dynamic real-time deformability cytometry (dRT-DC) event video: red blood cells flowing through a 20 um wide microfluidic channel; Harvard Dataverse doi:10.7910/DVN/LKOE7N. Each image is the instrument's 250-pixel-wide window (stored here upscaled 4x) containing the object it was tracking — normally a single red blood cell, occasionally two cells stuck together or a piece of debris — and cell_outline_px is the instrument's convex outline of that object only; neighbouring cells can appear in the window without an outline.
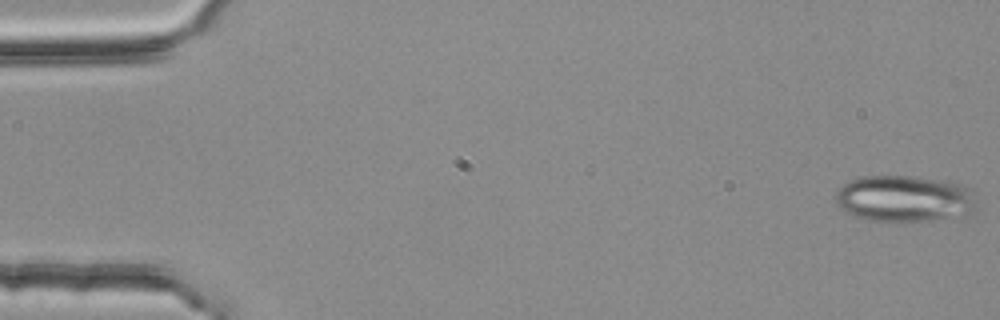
{"species": "common noctule bat (a hibernating species)", "species_latin": "Nyctalus noctula", "temperature_condition": "room temperature", "stored_images_in_passage": 54, "camera_frame_rate_fps": 3000, "um_per_image_px": 0.085, "animal": {"sex": "female", "body_mass_g": 25.1}, "frame": {"image": 1, "passage_image": 1, "time_ms": 0.0, "image_size_px": [1000, 320], "cell_outline_px": [[980, 208], [972, 212], [928, 220], [900, 224], [868, 220], [844, 212], [836, 204], [836, 192], [844, 184], [852, 180], [864, 176], [912, 176], [960, 184], [972, 188]], "centroid_in_image_um": [76.88, 16.91], "position_along_channel_um": 8.1, "area_um2": 38.67}}
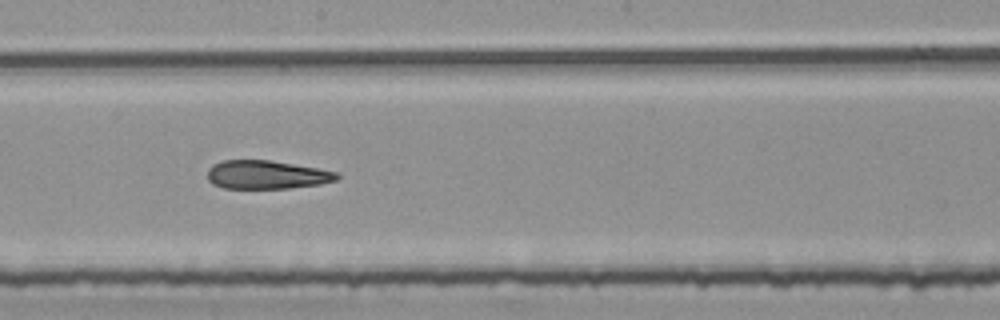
{"frame": {"image": 2, "passage_image": 30, "time_ms": 9.667, "image_size_px": [1000, 320], "cell_outline_px": [[340, 176], [336, 180], [320, 184], [288, 188], [224, 188], [212, 184], [208, 180], [208, 168], [212, 164], [224, 160], [268, 160], [340, 172]], "centroid_in_image_um": [22.65, 14.85], "position_along_channel_um": 225.6, "area_um2": 21.44}}
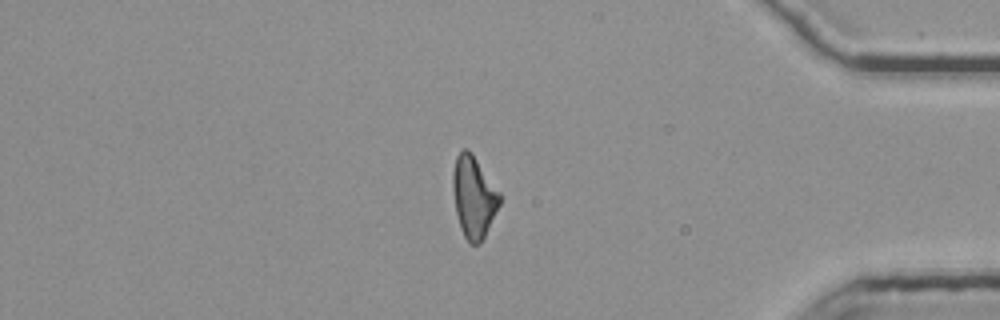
{"frame": {"image": 3, "passage_image": 46, "time_ms": 15.0, "image_size_px": [1000, 320], "cell_outline_px": [[500, 204], [480, 244], [468, 244], [460, 228], [456, 212], [452, 188], [452, 176], [456, 156], [464, 148], [468, 148], [472, 152], [500, 192]], "centroid_in_image_um": [40.25, 16.73], "position_along_channel_um": 394.9, "area_um2": 22.31}, "authors_computed_cell_mechanics": {"area_um2": 22.8599, "velocity_mm_per_s": 3.7984, "shape_relaxation_time_tau1_ms": null, "shape_relaxation_time_tau2_ms": 4.6985, "deformation_change_tau1": null, "deformation_change_tau2": 0.1611}}